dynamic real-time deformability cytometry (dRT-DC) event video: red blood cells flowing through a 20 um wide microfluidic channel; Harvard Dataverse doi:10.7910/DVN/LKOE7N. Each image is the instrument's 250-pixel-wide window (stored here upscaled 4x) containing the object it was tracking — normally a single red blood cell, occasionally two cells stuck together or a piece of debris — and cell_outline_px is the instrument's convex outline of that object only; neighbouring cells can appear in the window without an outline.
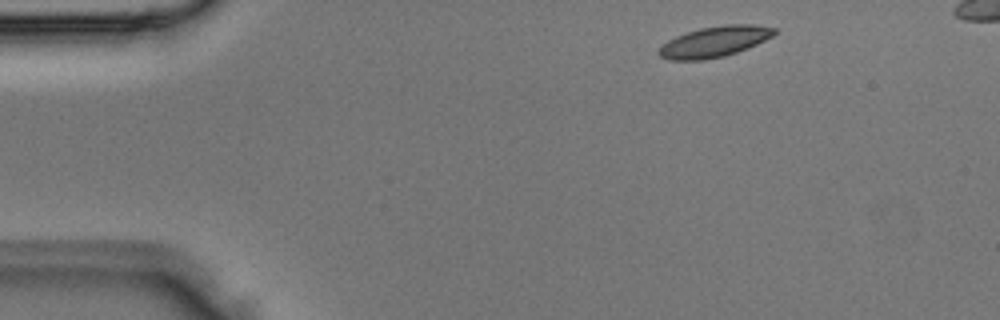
{"species": "Egyptian fruit bat (a non-hibernating species)", "species_latin": "Rousettus aegyptiacus", "temperature_condition": "room temperature", "stored_images_in_passage": 3, "camera_frame_rate_fps": 3000, "um_per_image_px": 0.085, "animal": {"sex": "male"}, "frame": {"image": 1, "passage_image": 1, "time_ms": 0.0, "image_size_px": [1000, 320], "cell_outline_px": [[776, 32], [772, 36], [748, 48], [724, 56], [704, 60], [668, 60], [660, 56], [656, 52], [668, 40], [676, 36], [700, 28], [724, 24], [752, 24], [776, 28]], "centroid_in_image_um": [60.72, 3.54], "position_along_channel_um": 24.3, "area_um2": 20.58}}